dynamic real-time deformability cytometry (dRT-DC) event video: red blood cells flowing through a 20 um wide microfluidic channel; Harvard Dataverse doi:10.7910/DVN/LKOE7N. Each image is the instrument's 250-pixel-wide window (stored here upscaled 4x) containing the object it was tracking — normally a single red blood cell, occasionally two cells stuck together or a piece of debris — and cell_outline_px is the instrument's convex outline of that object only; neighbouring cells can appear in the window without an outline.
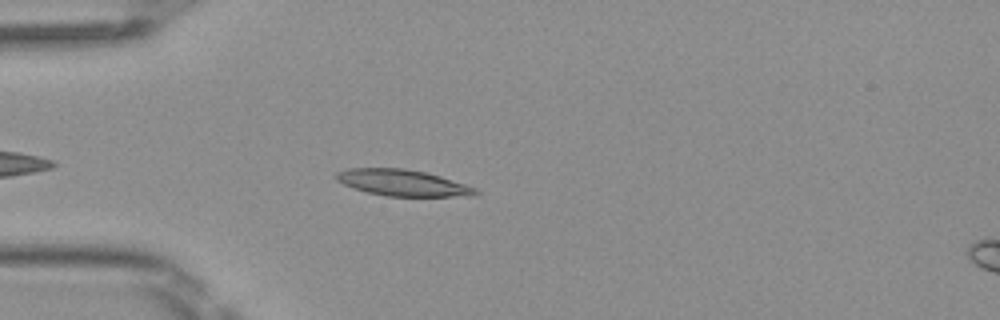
{"species": "Egyptian fruit bat (a non-hibernating species)", "species_latin": "Rousettus aegyptiacus", "temperature_condition": "room temperature", "stored_images_in_passage": 41, "camera_frame_rate_fps": 3000, "um_per_image_px": 0.085, "frame": {"image": 1, "passage_image": 5, "time_ms": 1.333, "image_size_px": [1000, 320], "cell_outline_px": [[480, 192], [476, 196], [384, 196], [352, 188], [336, 180], [336, 172], [348, 168], [404, 168], [424, 172], [440, 176], [476, 188]], "centroid_in_image_um": [34.22, 15.54], "position_along_channel_um": 50.8, "area_um2": 21.33}}
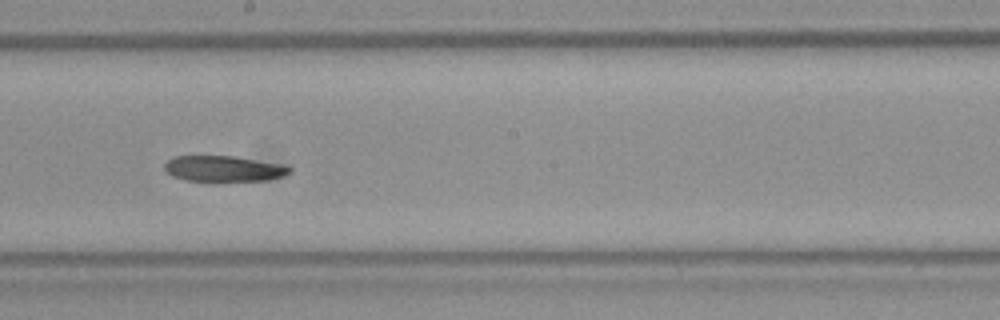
{"frame": {"image": 2, "passage_image": 19, "time_ms": 6.0, "image_size_px": [1000, 320], "cell_outline_px": [[292, 172], [284, 176], [268, 180], [184, 180], [172, 176], [164, 168], [164, 164], [172, 156], [236, 156], [288, 164], [292, 168]], "centroid_in_image_um": [19.1, 14.31], "position_along_channel_um": 229.1, "area_um2": 18.96}}
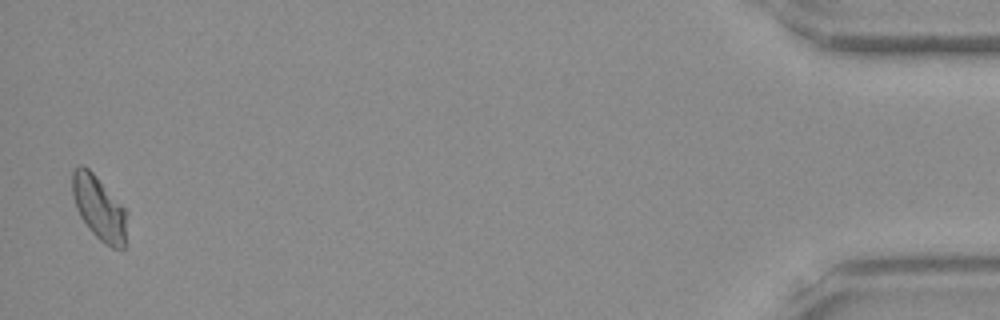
{"frame": {"image": 3, "passage_image": 40, "time_ms": 13.0, "image_size_px": [1000, 320], "cell_outline_px": [[128, 212], [124, 248], [112, 248], [104, 244], [88, 228], [80, 216], [76, 208], [72, 196], [72, 172], [80, 164], [88, 168], [96, 176]], "centroid_in_image_um": [8.42, 17.69], "position_along_channel_um": 426.8, "area_um2": 20.35}}